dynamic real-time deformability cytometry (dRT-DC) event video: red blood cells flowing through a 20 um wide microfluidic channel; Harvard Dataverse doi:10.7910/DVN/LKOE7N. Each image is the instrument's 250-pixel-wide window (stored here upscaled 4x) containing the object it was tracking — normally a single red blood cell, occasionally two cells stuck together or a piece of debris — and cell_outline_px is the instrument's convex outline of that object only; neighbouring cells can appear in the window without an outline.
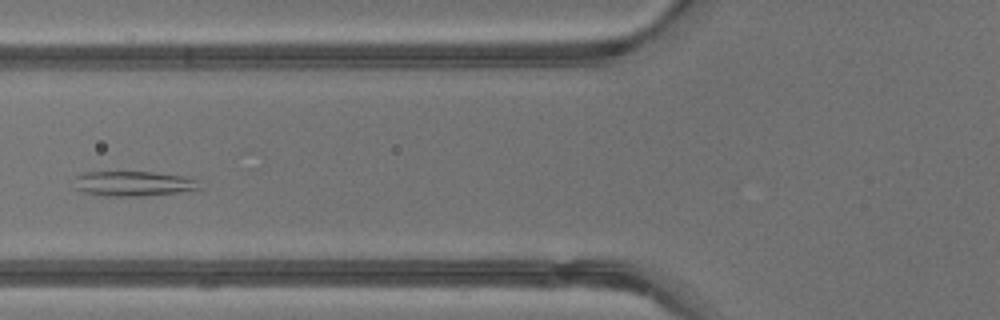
{"species": "common noctule bat (a hibernating species)", "species_latin": "Nyctalus noctula", "temperature_condition": "warm", "stored_images_in_passage": 43, "camera_frame_rate_fps": 3000, "um_per_image_px": 0.085, "animal": {"sex": "male", "body_mass_g": 13.3}, "frame": {"image": 1, "passage_image": 17, "time_ms": 5.333, "image_size_px": [1000, 320], "cell_outline_px": [[204, 188], [176, 192], [140, 196], [104, 196], [80, 192], [76, 188], [76, 176], [84, 172], [152, 172], [184, 176], [196, 180]], "centroid_in_image_um": [11.32, 15.61], "position_along_channel_um": 114.5, "area_um2": 18.15}}
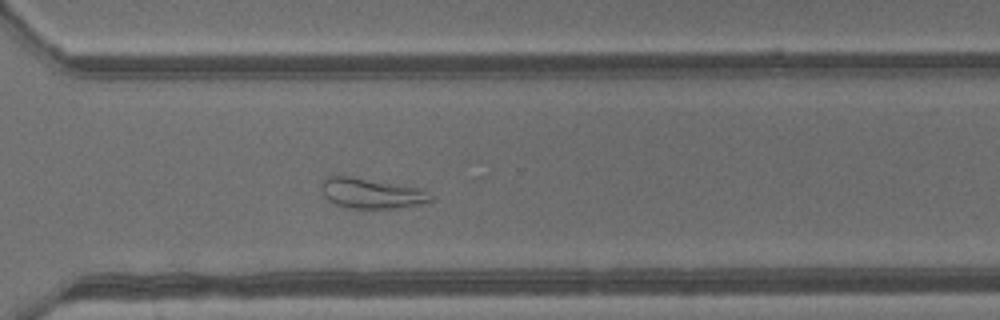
{"frame": {"image": 2, "passage_image": 31, "time_ms": 10.0, "image_size_px": [1000, 320], "cell_outline_px": [[432, 200], [416, 204], [392, 208], [348, 208], [336, 204], [328, 200], [324, 196], [320, 184], [320, 180], [324, 176], [352, 176], [420, 188], [432, 196]], "centroid_in_image_um": [31.47, 16.41], "position_along_channel_um": 339.1, "area_um2": 19.13}}
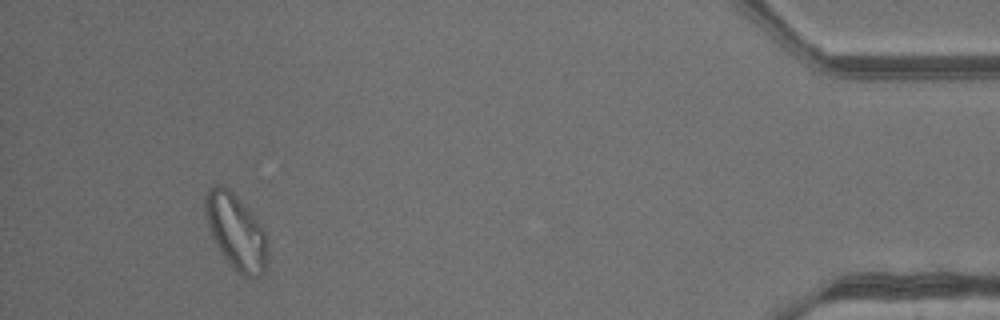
{"frame": {"image": 3, "passage_image": 40, "time_ms": 13.0, "image_size_px": [1000, 320], "cell_outline_px": [[268, 264], [264, 272], [260, 276], [240, 276], [224, 260], [208, 228], [204, 212], [204, 196], [208, 188], [216, 184], [220, 184], [228, 188], [252, 212], [260, 224], [268, 240]], "centroid_in_image_um": [20.06, 19.71], "position_along_channel_um": 415.1, "area_um2": 28.03}, "authors_computed_cell_mechanics": {"area_um2": 25.0852, "velocity_mm_per_s": 4.8189, "shape_relaxation_time_tau1_ms": null, "shape_relaxation_time_tau2_ms": 3.9101, "deformation_change_tau1": null, "deformation_change_tau2": 0.117}}